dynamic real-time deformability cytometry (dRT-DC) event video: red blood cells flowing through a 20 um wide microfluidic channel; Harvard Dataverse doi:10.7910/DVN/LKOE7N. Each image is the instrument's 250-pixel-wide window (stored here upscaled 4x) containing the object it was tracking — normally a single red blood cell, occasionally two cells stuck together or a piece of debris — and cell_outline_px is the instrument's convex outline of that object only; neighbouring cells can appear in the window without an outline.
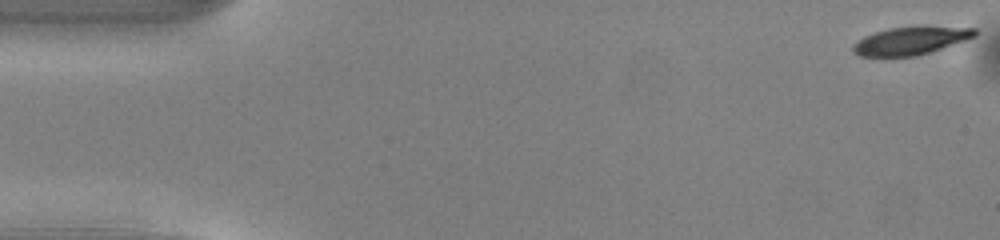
{"species": "common noctule bat (a hibernating species)", "species_latin": "Nyctalus noctula", "temperature_condition": "warm", "stored_images_in_passage": 51, "camera_frame_rate_fps": 3000, "um_per_image_px": 0.085, "animal": {"sex": "male", "body_mass_g": 13.0, "forearm_length_mm": 53.1}, "frame": {"image": 1, "passage_image": 1, "time_ms": 0.0, "image_size_px": [1000, 240], "cell_outline_px": [[980, 32], [976, 36], [916, 56], [860, 56], [852, 52], [852, 44], [864, 36], [888, 28], [976, 28]], "centroid_in_image_um": [77.33, 3.49], "position_along_channel_um": 7.7, "area_um2": 19.02}}
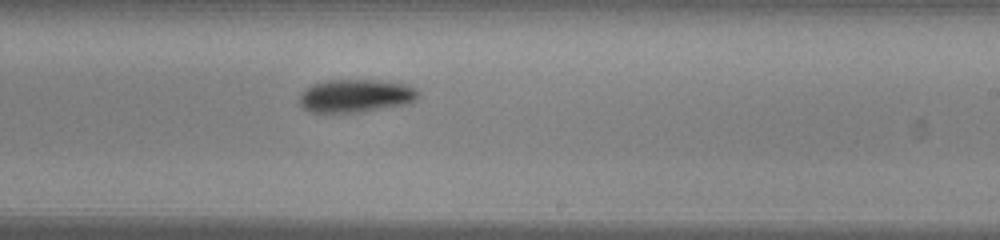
{"frame": {"image": 2, "passage_image": 30, "time_ms": 9.667, "image_size_px": [1000, 240], "cell_outline_px": [[420, 92], [416, 100], [412, 104], [360, 112], [312, 112], [304, 108], [300, 104], [300, 92], [312, 84], [328, 80], [376, 80], [408, 84], [416, 88]], "centroid_in_image_um": [30.3, 8.14], "position_along_channel_um": 258.7, "area_um2": 23.18}}
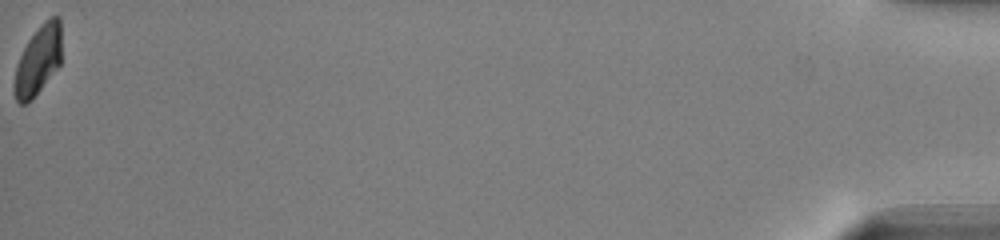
{"frame": {"image": 3, "passage_image": 51, "time_ms": 16.667, "image_size_px": [1000, 240], "cell_outline_px": [[60, 64], [32, 100], [28, 104], [20, 104], [16, 100], [12, 92], [12, 84], [16, 64], [28, 40], [40, 24], [48, 16], [60, 16]], "centroid_in_image_um": [3.19, 5.15], "position_along_channel_um": 432.0, "area_um2": 19.31}, "authors_computed_cell_mechanics": {"area_um2": 21.8484, "velocity_mm_per_s": 4.0272, "shape_relaxation_time_tau1_ms": 1.8445, "shape_relaxation_time_tau2_ms": null, "deformation_change_tau1": 0.1384, "deformation_change_tau2": null}}